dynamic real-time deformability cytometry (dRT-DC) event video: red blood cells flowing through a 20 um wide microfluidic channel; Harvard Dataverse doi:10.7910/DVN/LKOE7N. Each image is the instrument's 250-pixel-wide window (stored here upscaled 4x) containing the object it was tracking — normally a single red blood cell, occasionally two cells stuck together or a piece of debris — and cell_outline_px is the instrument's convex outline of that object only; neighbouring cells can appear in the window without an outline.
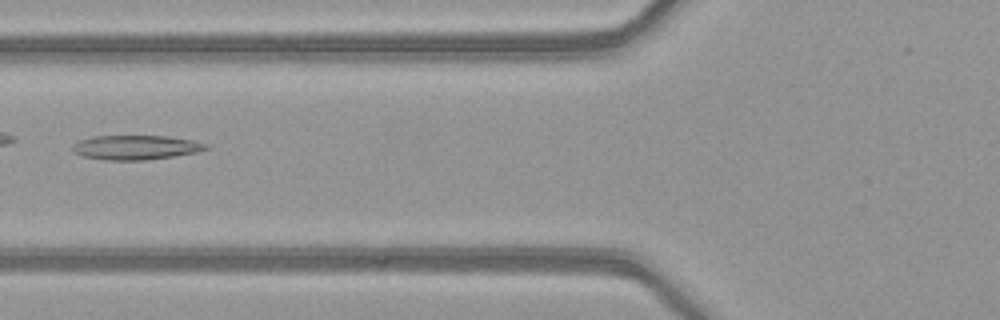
{"species": "common noctule bat (a hibernating species)", "species_latin": "Nyctalus noctula", "temperature_condition": "warm", "stored_images_in_passage": 6, "camera_frame_rate_fps": 3000, "um_per_image_px": 0.085, "animal": {"sex": "female", "body_mass_g": 21.9}, "frame": {"image": 1, "passage_image": 6, "time_ms": 1.667, "image_size_px": [1000, 320], "cell_outline_px": [[208, 148], [196, 152], [148, 160], [104, 160], [84, 156], [76, 152], [72, 148], [72, 144], [80, 140], [92, 136], [168, 136], [192, 140], [208, 144]], "centroid_in_image_um": [11.54, 12.52], "position_along_channel_um": 114.3, "area_um2": 18.84}}